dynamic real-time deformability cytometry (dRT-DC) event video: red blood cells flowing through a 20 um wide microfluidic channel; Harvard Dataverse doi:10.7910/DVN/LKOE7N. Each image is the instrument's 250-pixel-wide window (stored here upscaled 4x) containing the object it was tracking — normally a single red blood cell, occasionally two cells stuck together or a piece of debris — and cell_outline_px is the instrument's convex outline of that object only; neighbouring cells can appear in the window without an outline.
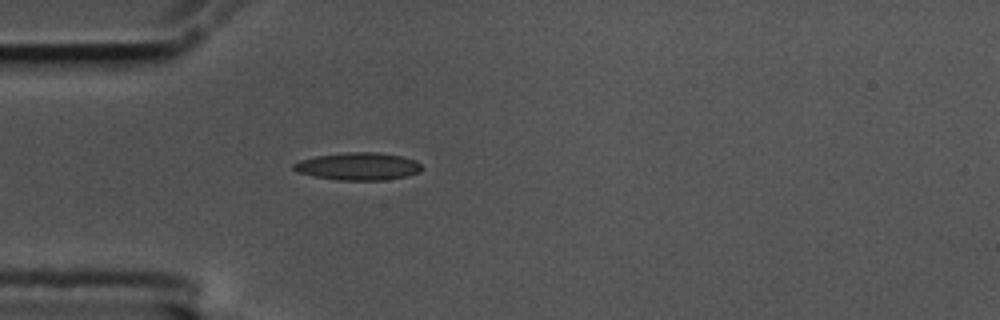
{"species": "common noctule bat (a hibernating species)", "species_latin": "Nyctalus noctula", "temperature_condition": "cold", "stored_images_in_passage": 43, "camera_frame_rate_fps": 3000, "um_per_image_px": 0.085, "animal": {"sex": "male", "body_mass_g": 17.5, "forearm_length_mm": 52.3}, "frame": {"image": 1, "passage_image": 1, "time_ms": 0.0, "image_size_px": [1000, 320], "cell_outline_px": [[424, 168], [420, 172], [408, 176], [384, 180], [336, 180], [312, 176], [296, 172], [292, 168], [292, 164], [300, 160], [316, 156], [348, 152], [380, 152], [400, 156], [416, 160]], "centroid_in_image_um": [30.45, 14.14], "position_along_channel_um": 54.6, "area_um2": 20.81}}
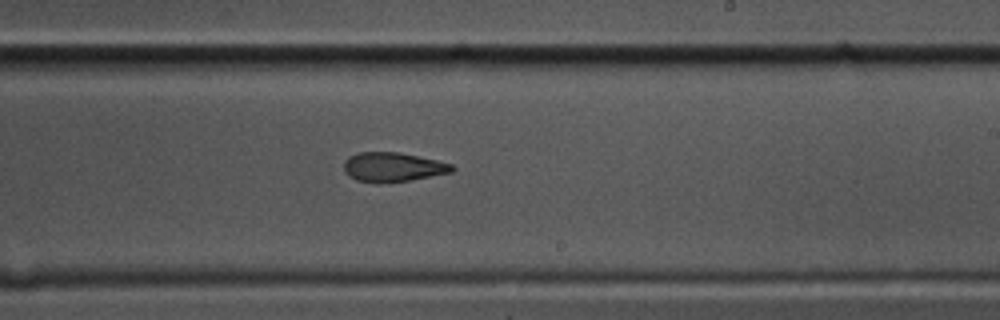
{"frame": {"image": 2, "passage_image": 19, "time_ms": 6.0, "image_size_px": [1000, 320], "cell_outline_px": [[456, 168], [452, 172], [412, 180], [388, 184], [356, 180], [348, 176], [344, 172], [344, 160], [348, 156], [356, 152], [400, 152], [436, 160], [452, 164]], "centroid_in_image_um": [33.37, 14.21], "position_along_channel_um": 255.6, "area_um2": 18.84}}
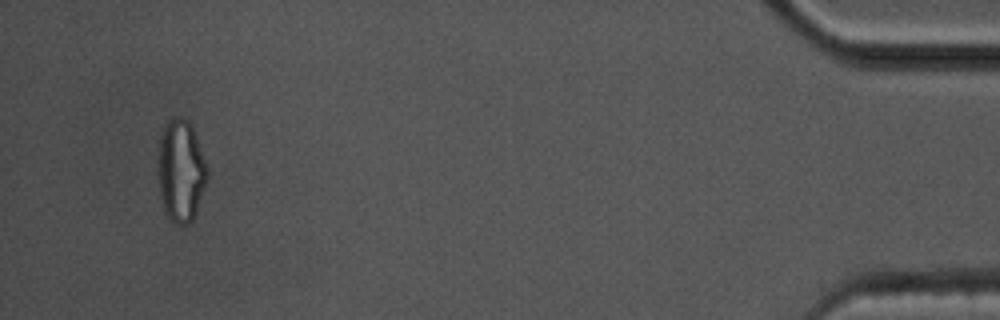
{"frame": {"image": 3, "passage_image": 40, "time_ms": 13.0, "image_size_px": [1000, 320], "cell_outline_px": [[208, 176], [196, 212], [192, 220], [188, 224], [176, 224], [164, 212], [160, 196], [156, 160], [156, 148], [164, 124], [172, 116], [180, 116], [188, 120], [196, 136], [208, 168]], "centroid_in_image_um": [15.33, 14.47], "position_along_channel_um": 419.9, "area_um2": 29.94}, "authors_computed_cell_mechanics": {"area_um2": 19.5942, "velocity_mm_per_s": 3.4443, "shape_relaxation_time_tau1_ms": 5.1824, "shape_relaxation_time_tau2_ms": 3.8616, "deformation_change_tau1": 0.1498, "deformation_change_tau2": 0.1156}}